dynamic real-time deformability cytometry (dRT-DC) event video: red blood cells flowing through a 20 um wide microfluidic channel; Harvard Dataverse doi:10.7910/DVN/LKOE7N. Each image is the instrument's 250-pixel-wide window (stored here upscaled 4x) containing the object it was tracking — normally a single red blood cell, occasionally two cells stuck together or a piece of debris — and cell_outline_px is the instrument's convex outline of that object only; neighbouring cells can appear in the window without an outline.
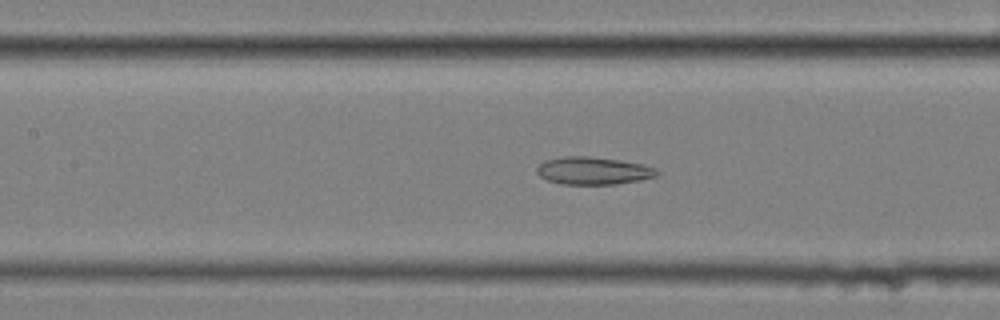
{"species": "common noctule bat (a hibernating species)", "species_latin": "Nyctalus noctula", "temperature_condition": "cold", "stored_images_in_passage": 43, "camera_frame_rate_fps": 3000, "um_per_image_px": 0.085, "animal": {"sex": "female", "body_mass_g": 25.1}, "frame": {"image": 1, "passage_image": 18, "time_ms": 5.667, "image_size_px": [1000, 320], "cell_outline_px": [[660, 172], [656, 176], [640, 180], [616, 184], [560, 184], [548, 180], [540, 176], [536, 172], [536, 168], [544, 160], [564, 156], [588, 156], [620, 160], [640, 164], [656, 168]], "centroid_in_image_um": [50.41, 14.51], "position_along_channel_um": 157.0, "area_um2": 19.31}}
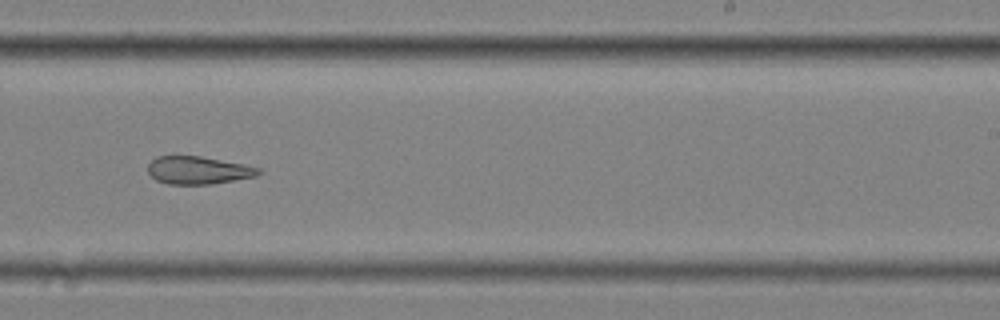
{"frame": {"image": 2, "passage_image": 28, "time_ms": 9.0, "image_size_px": [1000, 320], "cell_outline_px": [[264, 172], [256, 176], [212, 184], [168, 184], [156, 180], [148, 172], [148, 164], [156, 156], [200, 156], [244, 164], [260, 168]], "centroid_in_image_um": [16.86, 14.47], "position_along_channel_um": 272.1, "area_um2": 17.92}}
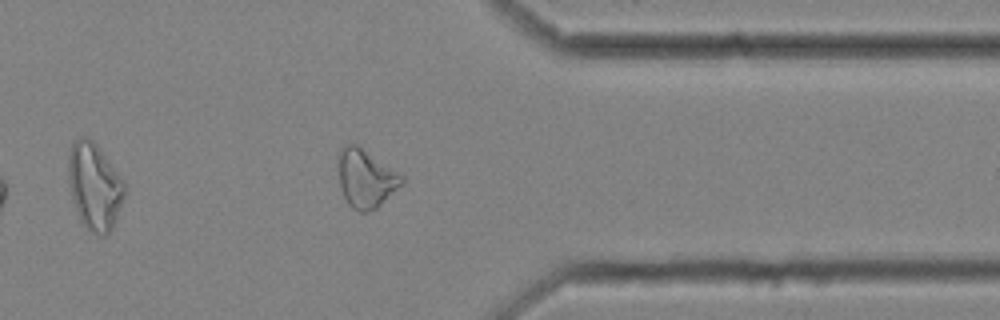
{"frame": {"image": 3, "passage_image": 38, "time_ms": 12.333, "image_size_px": [1000, 320], "cell_outline_px": [[404, 184], [376, 208], [368, 212], [360, 212], [352, 208], [348, 204], [340, 188], [336, 152], [340, 148], [348, 144], [356, 144], [404, 176]], "centroid_in_image_um": [31.07, 15.16], "position_along_channel_um": 380.3, "area_um2": 21.79}, "authors_computed_cell_mechanics": {"area_um2": 20.23, "velocity_mm_per_s": 3.469, "shape_relaxation_time_tau1_ms": null, "shape_relaxation_time_tau2_ms": 6.1563, "deformation_change_tau1": null, "deformation_change_tau2": 0.1669}}